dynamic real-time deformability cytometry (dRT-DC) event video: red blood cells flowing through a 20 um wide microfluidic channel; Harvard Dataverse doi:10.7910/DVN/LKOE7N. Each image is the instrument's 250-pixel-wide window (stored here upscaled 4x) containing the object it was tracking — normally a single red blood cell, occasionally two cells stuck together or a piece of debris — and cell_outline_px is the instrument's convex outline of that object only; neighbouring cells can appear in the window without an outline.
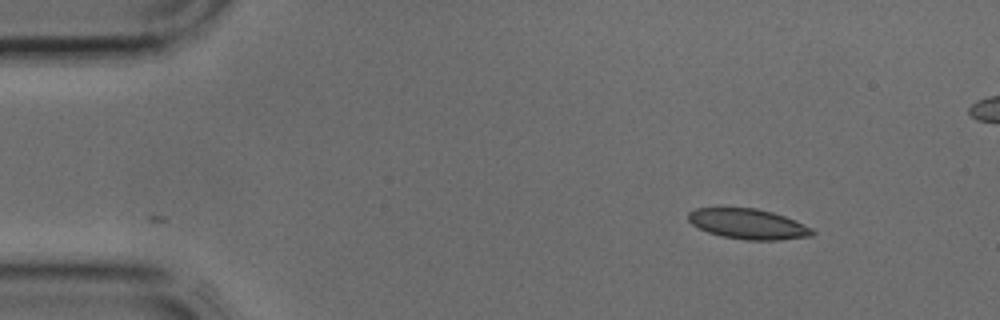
{"species": "common noctule bat (a hibernating species)", "species_latin": "Nyctalus noctula", "temperature_condition": "cold", "stored_images_in_passage": 4, "camera_frame_rate_fps": 3000, "um_per_image_px": 0.085, "animal": {"sex": "male", "body_mass_g": 17.9, "forearm_length_mm": 54.2}, "frame": {"image": 1, "passage_image": 1, "time_ms": 0.0, "image_size_px": [1000, 320], "cell_outline_px": [[816, 232], [812, 236], [780, 240], [744, 240], [720, 236], [708, 232], [692, 224], [688, 220], [688, 212], [696, 208], [756, 208], [772, 212], [784, 216], [812, 228]], "centroid_in_image_um": [63.59, 19.04], "position_along_channel_um": 21.4, "area_um2": 21.85}}